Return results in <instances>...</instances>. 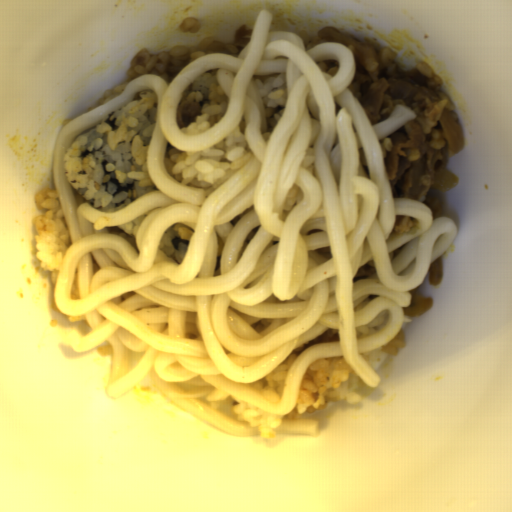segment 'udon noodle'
I'll list each match as a JSON object with an SVG mask.
<instances>
[{
	"label": "udon noodle",
	"mask_w": 512,
	"mask_h": 512,
	"mask_svg": "<svg viewBox=\"0 0 512 512\" xmlns=\"http://www.w3.org/2000/svg\"><path fill=\"white\" fill-rule=\"evenodd\" d=\"M319 423L317 420L286 419L275 429L277 435L317 436Z\"/></svg>",
	"instance_id": "udon-noodle-2"
},
{
	"label": "udon noodle",
	"mask_w": 512,
	"mask_h": 512,
	"mask_svg": "<svg viewBox=\"0 0 512 512\" xmlns=\"http://www.w3.org/2000/svg\"><path fill=\"white\" fill-rule=\"evenodd\" d=\"M261 10L247 44L231 57L200 55L168 84L155 75L130 81L113 99L74 117L61 130L53 179L72 245L53 286L55 305L83 315L88 332L66 327L58 351L108 361L103 392L118 399L150 381L161 396L230 435L257 429L213 408L229 396L254 408L289 415L307 368L343 357L371 387L380 377L360 353L399 333L411 292L458 234L450 216L434 217L421 201L394 197L381 141L415 118L406 105L371 125L348 89L356 57L338 42L306 49L297 32L270 30ZM332 58L330 75L316 62ZM217 69L229 112L207 132L186 136L177 102L199 75ZM285 72V111L266 143L259 112L246 93L252 77ZM158 104L146 157L158 188L122 211L76 204L63 156L73 140L125 106L137 92ZM254 155L207 198L163 166L165 145L198 153L241 122ZM154 208L142 223L138 250L103 227ZM396 215L418 220L416 231L391 238ZM186 223L193 237L179 265L158 250L163 232ZM388 314L378 332L358 339V325ZM338 329L337 342L308 347L287 375L281 402L248 385L297 346Z\"/></svg>",
	"instance_id": "udon-noodle-1"
}]
</instances>
